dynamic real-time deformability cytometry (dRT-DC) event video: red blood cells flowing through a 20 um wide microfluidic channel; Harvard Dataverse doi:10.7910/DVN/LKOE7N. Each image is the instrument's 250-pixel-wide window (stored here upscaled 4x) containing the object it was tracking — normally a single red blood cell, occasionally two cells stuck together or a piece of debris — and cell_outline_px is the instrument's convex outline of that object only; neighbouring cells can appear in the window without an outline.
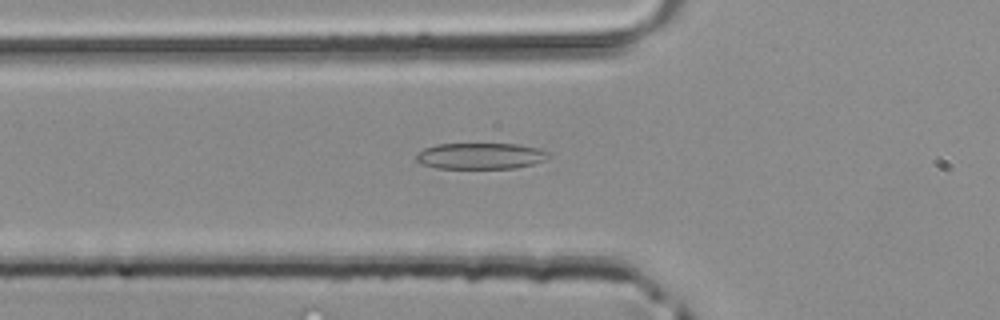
{"species": "common noctule bat (a hibernating species)", "species_latin": "Nyctalus noctula", "temperature_condition": "room temperature", "stored_images_in_passage": 38, "camera_frame_rate_fps": 3000, "um_per_image_px": 0.085, "animal": {"sex": "male", "body_mass_g": 20.4}, "frame": {"image": 1, "passage_image": 8, "time_ms": 2.333, "image_size_px": [1000, 320], "cell_outline_px": [[548, 156], [532, 164], [516, 168], [436, 168], [420, 164], [416, 160], [416, 156], [424, 148], [436, 144], [520, 144], [536, 148], [548, 152]], "centroid_in_image_um": [40.78, 13.26], "position_along_channel_um": 85.0, "area_um2": 19.94}}
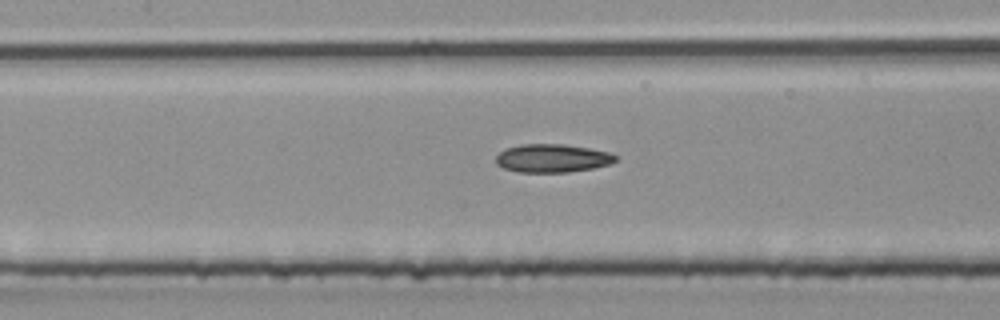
{"frame": {"image": 2, "passage_image": 13, "time_ms": 4.0, "image_size_px": [1000, 320], "cell_outline_px": [[616, 160], [612, 164], [592, 168], [568, 172], [520, 172], [504, 168], [496, 164], [496, 156], [504, 148], [520, 144], [564, 144], [588, 148], [608, 152], [616, 156]], "centroid_in_image_um": [46.92, 13.44], "position_along_channel_um": 160.5, "area_um2": 19.71}}
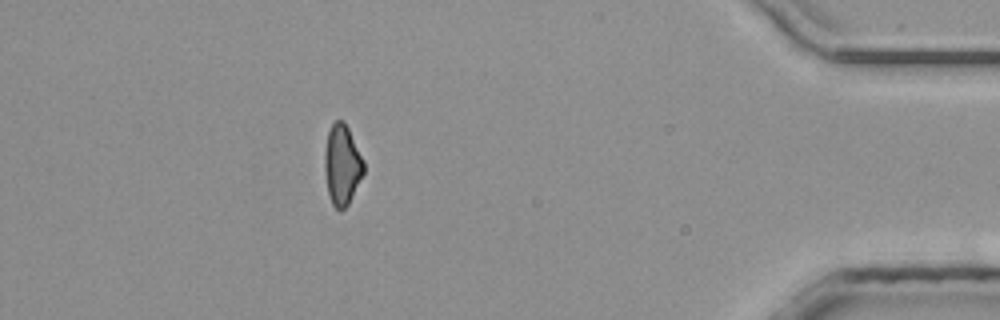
{"frame": {"image": 3, "passage_image": 33, "time_ms": 10.667, "image_size_px": [1000, 320], "cell_outline_px": [[364, 172], [348, 204], [340, 212], [332, 204], [328, 192], [324, 168], [324, 152], [328, 132], [332, 124], [336, 120], [344, 120], [364, 160]], "centroid_in_image_um": [29.07, 14.0], "position_along_channel_um": 406.1, "area_um2": 18.21}}